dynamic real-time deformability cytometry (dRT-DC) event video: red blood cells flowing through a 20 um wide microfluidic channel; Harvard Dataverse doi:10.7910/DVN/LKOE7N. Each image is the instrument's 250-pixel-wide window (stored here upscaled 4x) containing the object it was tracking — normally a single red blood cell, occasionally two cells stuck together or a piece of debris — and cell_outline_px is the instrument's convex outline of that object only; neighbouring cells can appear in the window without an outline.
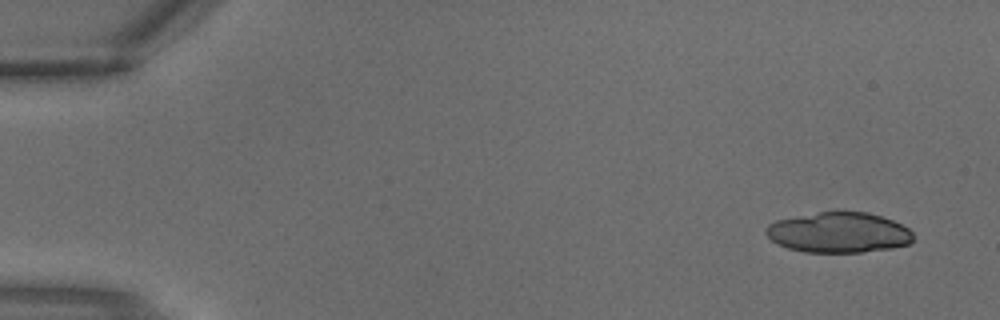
{"species": "common noctule bat (a hibernating species)", "species_latin": "Nyctalus noctula", "temperature_condition": "warm", "stored_images_in_passage": 4, "camera_frame_rate_fps": 3000, "um_per_image_px": 0.085, "animal": {"sex": "male", "body_mass_g": 18.8}, "frame": {"image": 1, "passage_image": 1, "time_ms": 0.0, "image_size_px": [1000, 320], "cell_outline_px": [[912, 240], [908, 244], [892, 248], [864, 252], [804, 252], [788, 248], [772, 240], [764, 232], [764, 228], [768, 224], [776, 220], [820, 212], [868, 212], [892, 220], [908, 228], [912, 232]], "centroid_in_image_um": [71.28, 19.77], "position_along_channel_um": 13.7, "area_um2": 34.45}}